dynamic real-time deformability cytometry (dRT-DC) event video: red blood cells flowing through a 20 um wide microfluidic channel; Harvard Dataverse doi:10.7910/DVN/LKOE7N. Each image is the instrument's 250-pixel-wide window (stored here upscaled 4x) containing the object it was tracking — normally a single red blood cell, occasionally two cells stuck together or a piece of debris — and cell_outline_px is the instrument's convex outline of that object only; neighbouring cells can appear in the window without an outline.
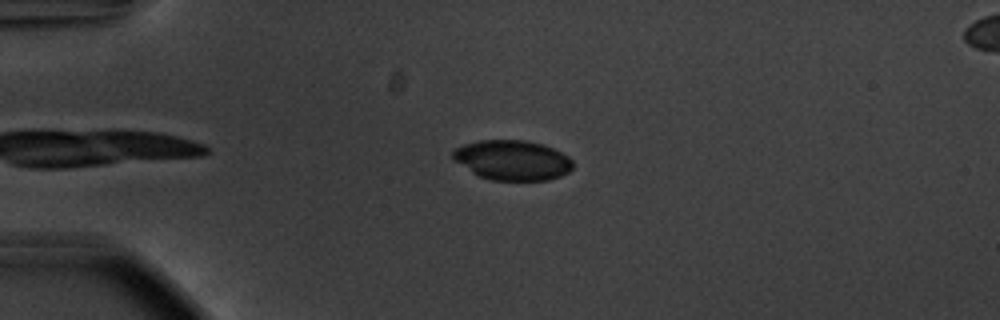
{"species": "common noctule bat (a hibernating species)", "species_latin": "Nyctalus noctula", "temperature_condition": "warm", "stored_images_in_passage": 36, "camera_frame_rate_fps": 3000, "um_per_image_px": 0.085, "animal": {"sex": "male", "body_mass_g": 20.1, "forearm_length_mm": 53.5}, "frame": {"image": 1, "passage_image": 3, "time_ms": 0.667, "image_size_px": [1000, 320], "cell_outline_px": [[572, 168], [568, 172], [560, 176], [548, 180], [492, 180], [480, 176], [472, 172], [452, 160], [452, 152], [456, 148], [464, 144], [480, 140], [524, 140], [544, 144], [568, 156], [572, 160]], "centroid_in_image_um": [43.54, 13.61], "position_along_channel_um": 41.5, "area_um2": 27.92}}
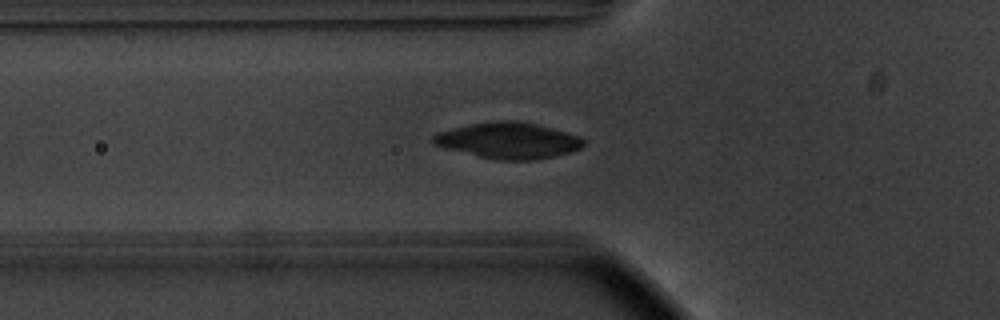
{"frame": {"image": 2, "passage_image": 9, "time_ms": 2.667, "image_size_px": [1000, 320], "cell_outline_px": [[584, 144], [580, 148], [572, 152], [532, 160], [496, 160], [444, 148], [432, 144], [428, 140], [432, 136], [440, 132], [472, 124], [500, 120], [516, 120], [536, 124], [552, 128], [580, 136], [584, 140]], "centroid_in_image_um": [43.2, 11.95], "position_along_channel_um": 82.6, "area_um2": 31.44}}
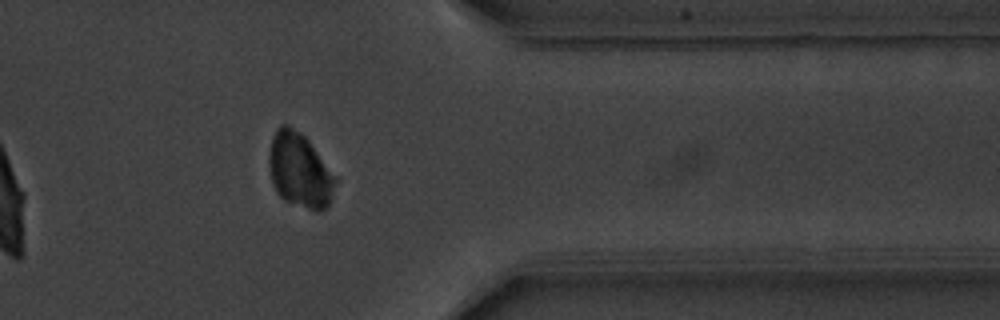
{"frame": {"image": 3, "passage_image": 34, "time_ms": 11.0, "image_size_px": [1000, 320], "cell_outline_px": [[340, 180], [328, 204], [320, 212], [316, 212], [284, 200], [276, 192], [272, 184], [268, 164], [268, 156], [272, 136], [276, 128], [280, 124], [288, 124], [300, 132], [308, 140]], "centroid_in_image_um": [25.48, 14.48], "position_along_channel_um": 385.9, "area_um2": 29.42}}